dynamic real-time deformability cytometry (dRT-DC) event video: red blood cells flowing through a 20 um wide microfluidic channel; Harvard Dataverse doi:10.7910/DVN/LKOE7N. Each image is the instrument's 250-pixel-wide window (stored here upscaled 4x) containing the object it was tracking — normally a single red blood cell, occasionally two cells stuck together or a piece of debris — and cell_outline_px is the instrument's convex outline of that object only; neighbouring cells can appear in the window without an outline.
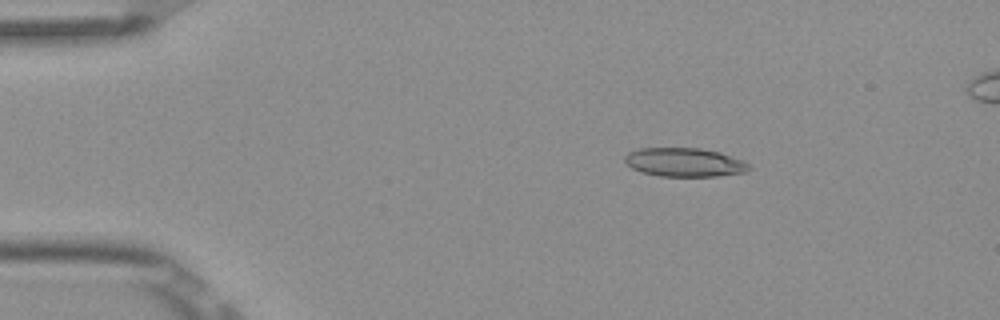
{"species": "Egyptian fruit bat (a non-hibernating species)", "species_latin": "Rousettus aegyptiacus", "temperature_condition": "room temperature", "stored_images_in_passage": 4, "camera_frame_rate_fps": 3000, "um_per_image_px": 0.085, "frame": {"image": 1, "passage_image": 1, "time_ms": 0.0, "image_size_px": [1000, 320], "cell_outline_px": [[752, 168], [744, 172], [716, 176], [660, 176], [640, 172], [632, 168], [624, 160], [624, 156], [628, 152], [640, 148], [700, 148], [720, 152], [744, 160]], "centroid_in_image_um": [58.18, 13.79], "position_along_channel_um": 26.8, "area_um2": 20.87}}